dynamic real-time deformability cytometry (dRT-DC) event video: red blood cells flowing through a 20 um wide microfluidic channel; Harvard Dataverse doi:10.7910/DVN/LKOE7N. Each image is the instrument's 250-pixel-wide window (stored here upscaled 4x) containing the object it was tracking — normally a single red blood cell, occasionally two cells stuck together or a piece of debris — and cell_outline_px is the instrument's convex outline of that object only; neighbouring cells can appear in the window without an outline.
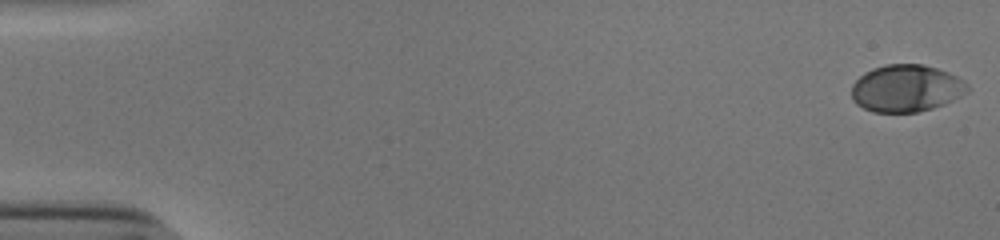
{"species": "human", "species_latin": "Homo sapiens", "temperature_condition": "cold", "stored_images_in_passage": 54, "camera_frame_rate_fps": 3000, "um_per_image_px": 0.085, "donor": {"sex": "male"}, "frame": {"image": 1, "passage_image": 1, "time_ms": 0.0, "image_size_px": [1000, 240], "cell_outline_px": [[968, 92], [944, 104], [932, 108], [916, 112], [872, 112], [856, 104], [852, 100], [852, 84], [864, 72], [872, 68], [884, 64], [924, 64], [948, 72], [964, 80], [968, 84]], "centroid_in_image_um": [77.01, 7.5], "position_along_channel_um": 8.0, "area_um2": 31.96}}
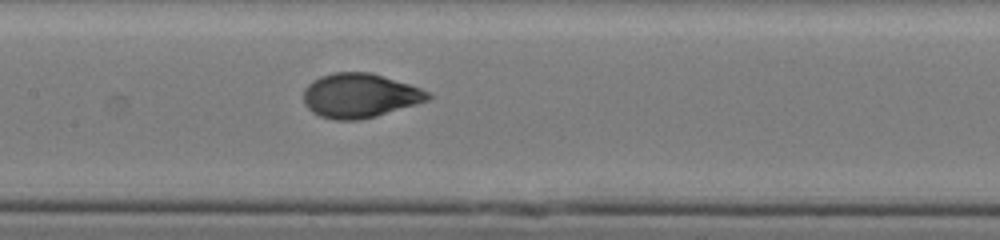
{"frame": {"image": 2, "passage_image": 27, "time_ms": 8.667, "image_size_px": [1000, 240], "cell_outline_px": [[432, 96], [428, 100], [416, 104], [376, 116], [360, 120], [336, 120], [320, 116], [312, 112], [304, 104], [304, 88], [312, 80], [320, 76], [332, 72], [368, 72], [408, 84], [420, 88], [428, 92]], "centroid_in_image_um": [30.54, 8.13], "position_along_channel_um": 176.9, "area_um2": 31.96}}
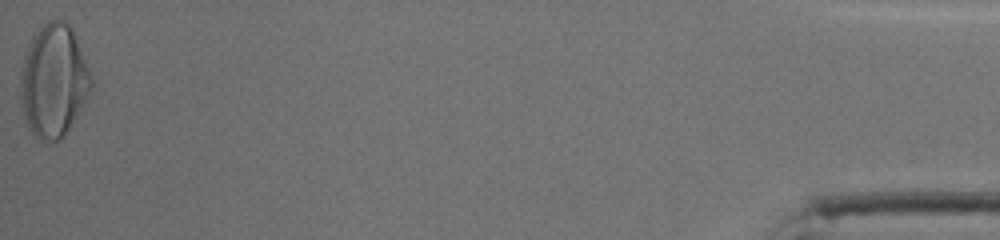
{"frame": {"image": 3, "passage_image": 54, "time_ms": 17.667, "image_size_px": [1000, 240], "cell_outline_px": [[96, 84], [68, 128], [60, 140], [40, 140], [32, 132], [24, 116], [20, 80], [20, 76], [24, 52], [32, 36], [44, 24], [52, 20], [60, 20], [68, 24], [72, 28]], "centroid_in_image_um": [4.58, 6.83], "position_along_channel_um": 430.6, "area_um2": 46.12}, "authors_computed_cell_mechanics": {"area_um2": 32.079, "velocity_mm_per_s": 3.8418, "shape_relaxation_time_tau1_ms": 2.9965, "shape_relaxation_time_tau2_ms": null, "deformation_change_tau1": 0.1647, "deformation_change_tau2": null}}